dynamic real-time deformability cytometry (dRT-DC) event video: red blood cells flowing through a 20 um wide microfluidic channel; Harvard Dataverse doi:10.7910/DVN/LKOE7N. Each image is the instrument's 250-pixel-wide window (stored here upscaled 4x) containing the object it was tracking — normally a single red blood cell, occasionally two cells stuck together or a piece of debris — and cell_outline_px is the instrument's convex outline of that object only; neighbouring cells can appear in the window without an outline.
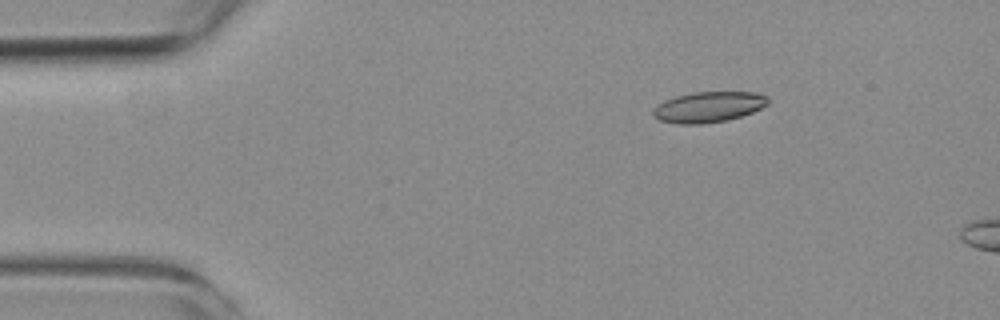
{"species": "common noctule bat (a hibernating species)", "species_latin": "Nyctalus noctula", "temperature_condition": "room temperature", "stored_images_in_passage": 5, "camera_frame_rate_fps": 3000, "um_per_image_px": 0.085, "animal": {"sex": "female", "body_mass_g": 19.3, "forearm_length_mm": 54.1}, "frame": {"image": 1, "passage_image": 3, "time_ms": 2.333, "image_size_px": [1000, 320], "cell_outline_px": [[768, 104], [752, 112], [728, 120], [704, 124], [676, 124], [660, 120], [652, 116], [652, 108], [656, 104], [664, 100], [676, 96], [692, 92], [756, 92], [768, 96]], "centroid_in_image_um": [60.18, 9.09], "position_along_channel_um": 24.8, "area_um2": 20.75}}